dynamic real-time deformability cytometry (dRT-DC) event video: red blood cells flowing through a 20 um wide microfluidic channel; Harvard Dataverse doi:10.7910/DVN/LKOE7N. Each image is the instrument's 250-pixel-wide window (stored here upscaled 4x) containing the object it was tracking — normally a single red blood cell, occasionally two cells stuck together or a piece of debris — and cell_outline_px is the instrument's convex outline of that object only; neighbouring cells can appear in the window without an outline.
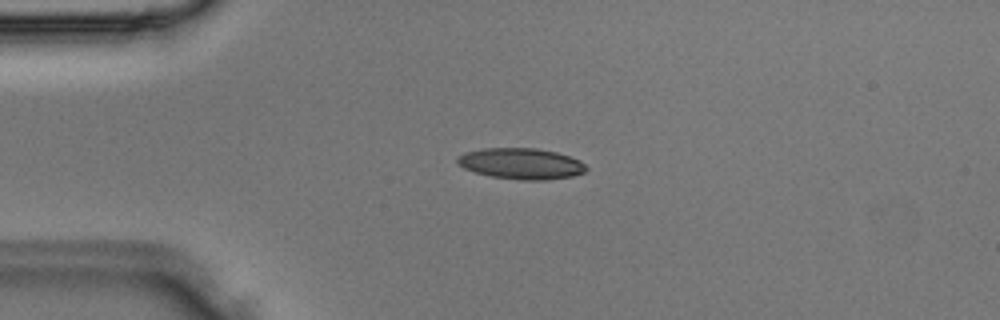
{"species": "Egyptian fruit bat (a non-hibernating species)", "species_latin": "Rousettus aegyptiacus", "temperature_condition": "room temperature", "stored_images_in_passage": 1, "camera_frame_rate_fps": 3000, "um_per_image_px": 0.085, "animal": {"sex": "male"}, "frame": {"image": 1, "passage_image": 1, "time_ms": 0.0, "image_size_px": [1000, 320], "cell_outline_px": [[588, 168], [584, 172], [572, 176], [544, 180], [520, 180], [492, 176], [476, 172], [464, 168], [456, 164], [456, 156], [464, 152], [484, 148], [536, 148], [556, 152], [580, 160]], "centroid_in_image_um": [44.26, 13.9], "position_along_channel_um": 40.7, "area_um2": 23.29}}